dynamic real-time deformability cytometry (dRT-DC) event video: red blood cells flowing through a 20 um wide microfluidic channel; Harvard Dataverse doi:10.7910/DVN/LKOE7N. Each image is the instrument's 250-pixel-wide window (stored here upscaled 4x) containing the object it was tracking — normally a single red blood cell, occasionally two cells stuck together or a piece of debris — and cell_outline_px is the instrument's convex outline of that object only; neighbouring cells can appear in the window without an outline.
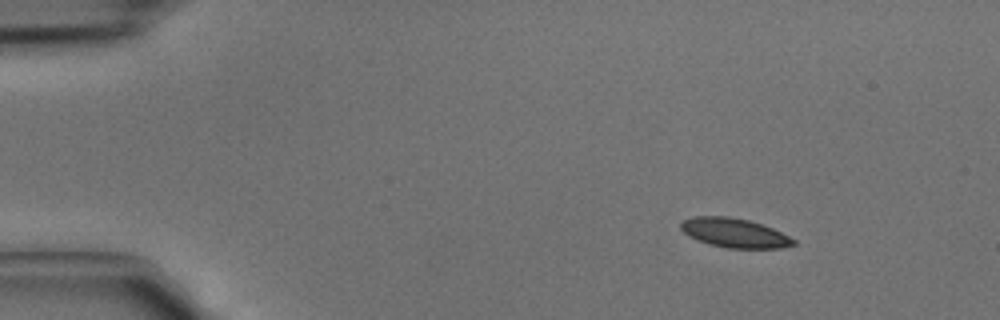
{"species": "common noctule bat (a hibernating species)", "species_latin": "Nyctalus noctula", "temperature_condition": "cold", "stored_images_in_passage": 4, "segment_of_instrument_passage": [1, 2], "camera_frame_rate_fps": 3000, "um_per_image_px": 0.085, "animal": {"sex": "male", "body_mass_g": 15.6}, "frame": {"image": 1, "passage_image": 1, "time_ms": 0.0, "image_size_px": [1000, 320], "cell_outline_px": [[796, 244], [780, 248], [728, 248], [712, 244], [688, 236], [680, 228], [680, 224], [684, 220], [692, 216], [728, 216], [748, 220], [772, 228], [796, 240]], "centroid_in_image_um": [62.43, 19.79], "position_along_channel_um": 22.6, "area_um2": 18.96}}